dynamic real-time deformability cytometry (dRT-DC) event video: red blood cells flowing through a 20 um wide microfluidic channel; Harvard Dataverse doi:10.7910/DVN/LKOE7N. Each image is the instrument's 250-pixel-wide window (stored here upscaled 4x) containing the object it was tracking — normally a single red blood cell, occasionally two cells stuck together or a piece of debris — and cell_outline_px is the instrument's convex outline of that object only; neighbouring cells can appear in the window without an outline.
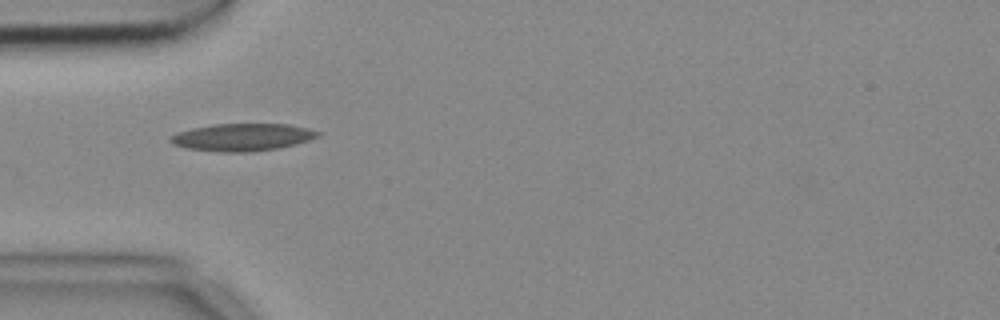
{"species": "common noctule bat (a hibernating species)", "species_latin": "Nyctalus noctula", "temperature_condition": "cold", "stored_images_in_passage": 1, "camera_frame_rate_fps": 3000, "um_per_image_px": 0.085, "animal": {"sex": "female", "body_mass_g": 18.4}, "frame": {"image": 1, "passage_image": 1, "time_ms": 0.0, "image_size_px": [1000, 320], "cell_outline_px": [[320, 136], [296, 144], [280, 148], [252, 152], [220, 152], [188, 148], [172, 144], [168, 140], [172, 136], [180, 132], [192, 128], [212, 124], [288, 124], [308, 128], [320, 132]], "centroid_in_image_um": [20.63, 11.66], "position_along_channel_um": 64.4, "area_um2": 23.52}}